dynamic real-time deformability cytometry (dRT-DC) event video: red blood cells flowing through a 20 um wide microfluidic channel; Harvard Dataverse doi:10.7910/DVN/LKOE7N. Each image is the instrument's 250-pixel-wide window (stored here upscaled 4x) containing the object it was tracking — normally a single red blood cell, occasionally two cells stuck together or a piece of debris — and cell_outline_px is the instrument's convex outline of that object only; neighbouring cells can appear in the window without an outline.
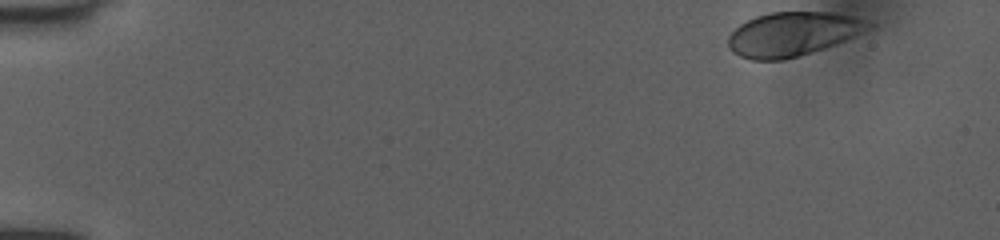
{"species": "human", "species_latin": "Homo sapiens", "temperature_condition": "room temperature", "stored_images_in_passage": 48, "camera_frame_rate_fps": 3000, "um_per_image_px": 0.085, "donor": {"sex": "female"}, "frame": {"image": 1, "passage_image": 1, "time_ms": 0.0, "image_size_px": [1000, 240], "cell_outline_px": [[876, 24], [872, 28], [836, 44], [784, 60], [752, 60], [740, 56], [732, 52], [728, 48], [728, 36], [740, 24], [756, 16], [772, 12], [832, 12], [852, 16], [868, 20]], "centroid_in_image_um": [67.39, 2.89], "position_along_channel_um": 17.6, "area_um2": 36.01}}
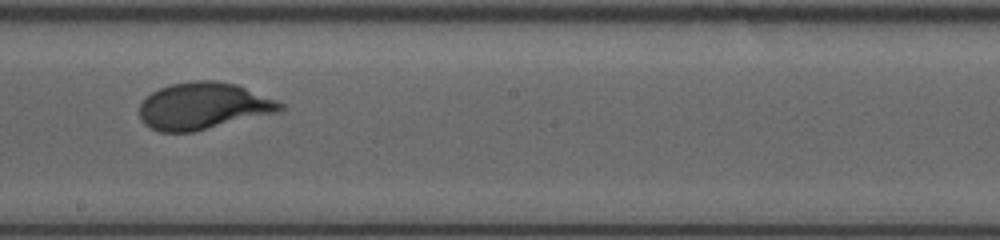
{"frame": {"image": 2, "passage_image": 27, "time_ms": 8.667, "image_size_px": [1000, 240], "cell_outline_px": [[284, 108], [280, 112], [192, 132], [160, 132], [144, 124], [140, 120], [140, 104], [152, 92], [160, 88], [172, 84], [196, 80], [216, 80], [236, 84], [276, 100], [284, 104]], "centroid_in_image_um": [17.29, 9.01], "position_along_channel_um": 230.9, "area_um2": 38.32}}
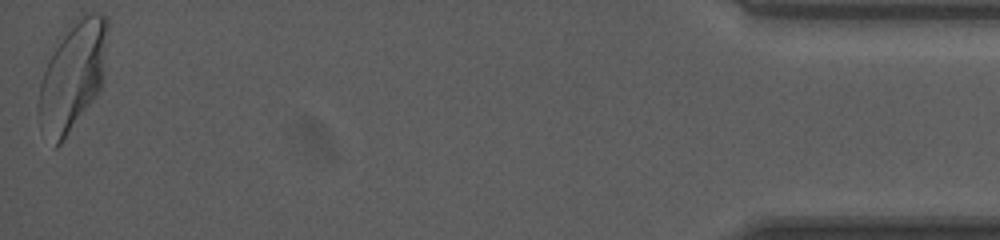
{"frame": {"image": 3, "passage_image": 48, "time_ms": 15.667, "image_size_px": [1000, 240], "cell_outline_px": [[108, 32], [104, 76], [100, 88], [96, 96], [60, 144], [56, 148], [52, 148], [40, 128], [40, 84], [44, 72], [56, 48], [72, 20], [88, 12], [100, 12], [108, 20]], "centroid_in_image_um": [6.22, 6.45], "position_along_channel_um": 429.0, "area_um2": 43.06}, "authors_computed_cell_mechanics": {"area_um2": 38.1191, "velocity_mm_per_s": 4.0104, "shape_relaxation_time_tau1_ms": 2.6924, "shape_relaxation_time_tau2_ms": null, "deformation_change_tau1": 0.1753, "deformation_change_tau2": null}}